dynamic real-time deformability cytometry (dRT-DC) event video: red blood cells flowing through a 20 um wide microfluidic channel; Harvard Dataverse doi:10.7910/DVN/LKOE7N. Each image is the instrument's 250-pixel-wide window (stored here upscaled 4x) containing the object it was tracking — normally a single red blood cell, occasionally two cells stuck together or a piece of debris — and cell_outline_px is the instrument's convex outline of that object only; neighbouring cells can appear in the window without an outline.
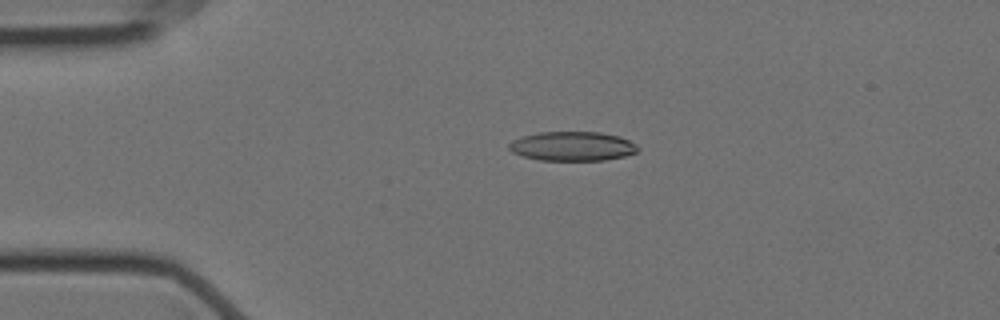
{"species": "Egyptian fruit bat (a non-hibernating species)", "species_latin": "Rousettus aegyptiacus", "temperature_condition": "cold", "stored_images_in_passage": 57, "camera_frame_rate_fps": 3000, "um_per_image_px": 0.085, "animal": {"sex": "female"}, "frame": {"image": 1, "passage_image": 12, "time_ms": 3.667, "image_size_px": [1000, 320], "cell_outline_px": [[640, 148], [636, 152], [624, 156], [604, 160], [540, 160], [524, 156], [512, 152], [508, 148], [508, 144], [512, 140], [524, 136], [540, 132], [600, 132], [620, 136], [636, 144]], "centroid_in_image_um": [48.66, 12.42], "position_along_channel_um": 36.3, "area_um2": 21.91}}
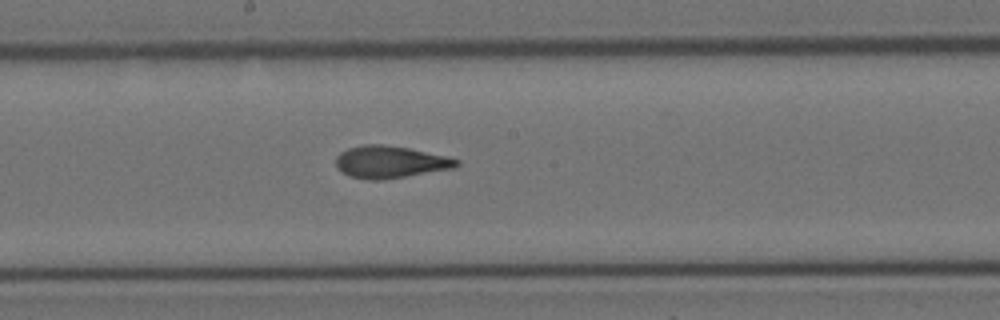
{"frame": {"image": 2, "passage_image": 30, "time_ms": 9.667, "image_size_px": [1000, 320], "cell_outline_px": [[460, 164], [456, 168], [384, 180], [368, 180], [352, 176], [336, 168], [336, 156], [340, 152], [348, 148], [364, 144], [380, 144], [408, 148], [448, 156], [460, 160]], "centroid_in_image_um": [33.2, 13.77], "position_along_channel_um": 215.0, "area_um2": 22.77}}
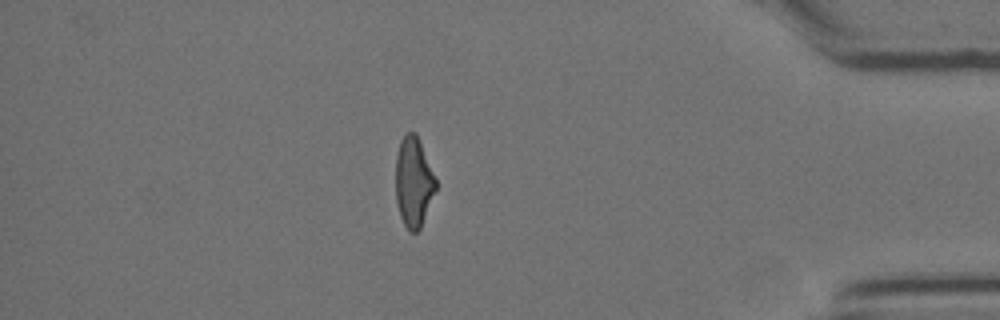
{"frame": {"image": 3, "passage_image": 49, "time_ms": 16.0, "image_size_px": [1000, 320], "cell_outline_px": [[436, 188], [420, 228], [416, 232], [408, 232], [400, 216], [396, 200], [396, 156], [400, 140], [408, 132], [416, 132], [436, 180]], "centroid_in_image_um": [35.13, 15.47], "position_along_channel_um": 400.1, "area_um2": 20.75}, "authors_computed_cell_mechanics": {"area_um2": 22.1952, "velocity_mm_per_s": 3.5394, "shape_relaxation_time_tau1_ms": 6.0672, "shape_relaxation_time_tau2_ms": 1.9247, "deformation_change_tau1": 0.1717, "deformation_change_tau2": 0.0887}}